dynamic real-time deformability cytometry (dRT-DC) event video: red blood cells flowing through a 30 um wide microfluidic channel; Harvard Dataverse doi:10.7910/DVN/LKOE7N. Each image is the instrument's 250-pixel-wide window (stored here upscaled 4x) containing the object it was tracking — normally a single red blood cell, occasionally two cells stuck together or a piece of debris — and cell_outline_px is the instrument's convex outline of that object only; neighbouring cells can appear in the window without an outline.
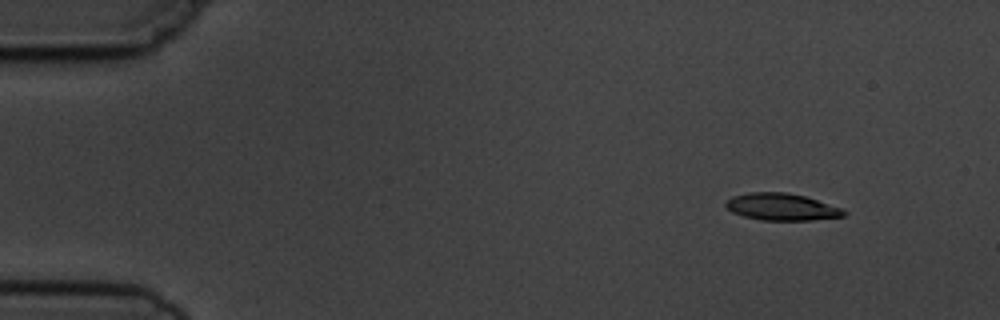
{"species": "common noctule bat (a hibernating species)", "species_latin": "Nyctalus noctula", "temperature_condition": "cold", "stored_images_in_passage": 4, "camera_frame_rate_fps": 3000, "um_per_image_px": 0.085, "animal": {"sex": "male", "body_mass_g": 19.5, "forearm_length_mm": 54.6}, "frame": {"image": 1, "passage_image": 1, "time_ms": 0.0, "image_size_px": [1000, 320], "cell_outline_px": [[848, 212], [844, 216], [812, 220], [760, 220], [744, 216], [732, 212], [724, 204], [724, 200], [732, 196], [748, 192], [788, 192], [804, 196], [840, 208]], "centroid_in_image_um": [66.38, 17.58], "position_along_channel_um": 18.6, "area_um2": 18.55}}
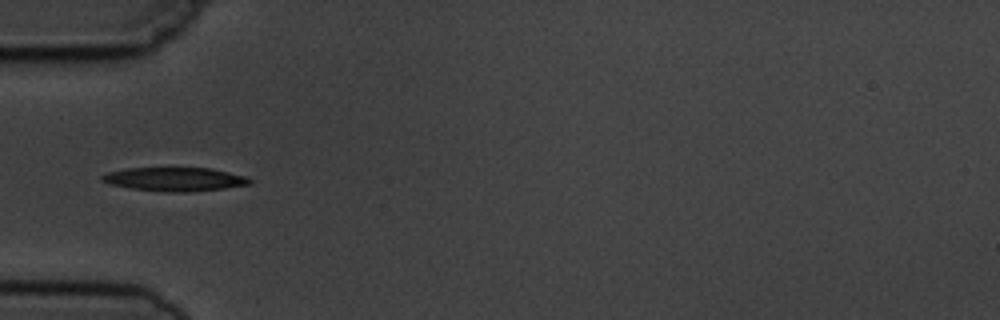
{"frame": {"image": 2, "passage_image": 4, "time_ms": 4.0, "image_size_px": [1000, 320], "cell_outline_px": [[252, 184], [224, 188], [192, 192], [168, 192], [132, 188], [108, 184], [100, 180], [100, 176], [108, 172], [128, 168], [212, 168], [248, 176], [252, 180]], "centroid_in_image_um": [14.89, 15.23], "position_along_channel_um": 70.1, "area_um2": 20.58}}